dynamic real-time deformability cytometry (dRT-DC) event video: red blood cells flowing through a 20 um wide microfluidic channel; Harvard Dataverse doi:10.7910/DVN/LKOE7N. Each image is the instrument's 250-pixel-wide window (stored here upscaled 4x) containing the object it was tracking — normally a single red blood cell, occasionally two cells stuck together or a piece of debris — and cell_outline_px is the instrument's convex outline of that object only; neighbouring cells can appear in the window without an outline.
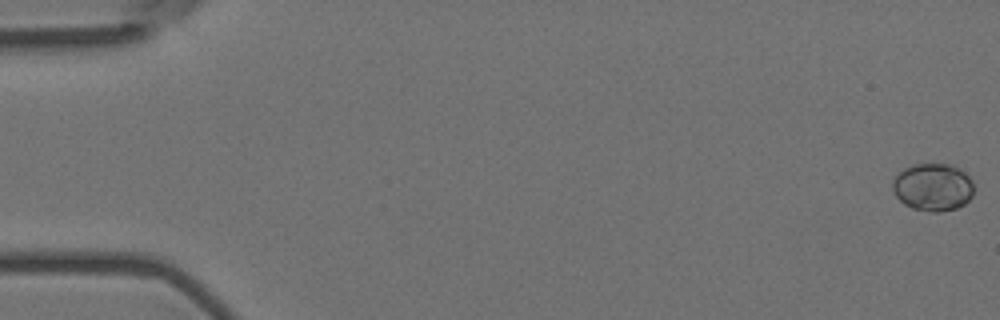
{"species": "Egyptian fruit bat (a non-hibernating species)", "species_latin": "Rousettus aegyptiacus", "temperature_condition": "room temperature", "stored_images_in_passage": 11, "camera_frame_rate_fps": 3000, "um_per_image_px": 0.085, "animal": {"sex": "female"}, "frame": {"image": 1, "passage_image": 1, "time_ms": 0.0, "image_size_px": [1000, 320], "cell_outline_px": [[972, 196], [964, 204], [956, 208], [940, 212], [928, 212], [912, 208], [904, 204], [892, 192], [892, 180], [904, 168], [912, 164], [948, 164], [960, 168], [972, 180]], "centroid_in_image_um": [79.27, 15.91], "position_along_channel_um": 5.7, "area_um2": 22.66}}